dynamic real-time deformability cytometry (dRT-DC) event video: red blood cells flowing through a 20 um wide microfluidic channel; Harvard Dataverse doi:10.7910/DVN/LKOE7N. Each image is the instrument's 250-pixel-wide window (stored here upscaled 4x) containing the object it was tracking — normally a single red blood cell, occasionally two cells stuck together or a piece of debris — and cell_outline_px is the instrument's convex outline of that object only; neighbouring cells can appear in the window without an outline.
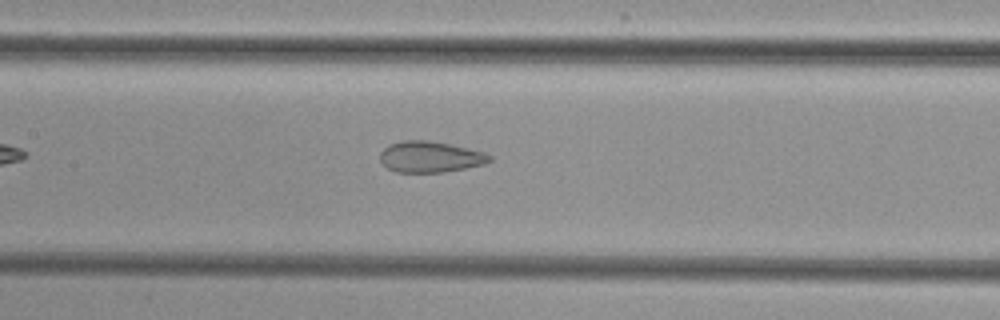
{"species": "common noctule bat (a hibernating species)", "species_latin": "Nyctalus noctula", "temperature_condition": "cold", "stored_images_in_passage": 40, "camera_frame_rate_fps": 3000, "um_per_image_px": 0.085, "animal": {"sex": "female", "body_mass_g": 29.2, "forearm_length_mm": 56.3}, "frame": {"image": 1, "passage_image": 13, "time_ms": 4.0, "image_size_px": [1000, 320], "cell_outline_px": [[492, 160], [484, 164], [444, 172], [396, 172], [388, 168], [380, 160], [380, 152], [388, 144], [404, 140], [428, 140], [448, 144], [484, 152], [492, 156]], "centroid_in_image_um": [36.55, 13.33], "position_along_channel_um": 170.9, "area_um2": 19.71}}
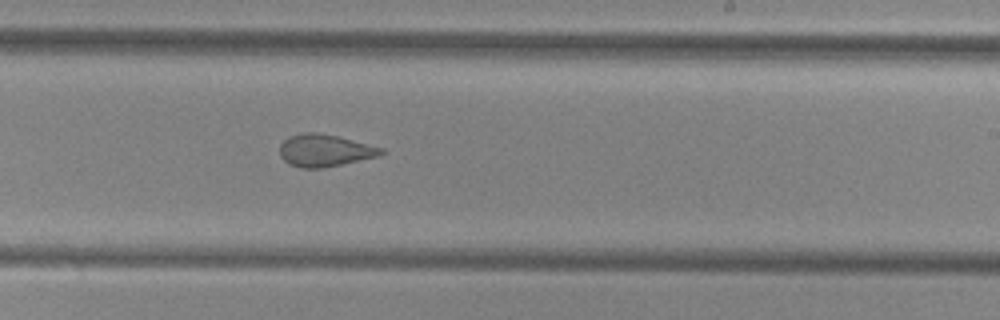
{"frame": {"image": 2, "passage_image": 20, "time_ms": 6.333, "image_size_px": [1000, 320], "cell_outline_px": [[384, 152], [380, 156], [324, 168], [300, 168], [288, 164], [280, 156], [280, 144], [288, 136], [304, 132], [316, 132], [336, 136], [384, 148]], "centroid_in_image_um": [27.58, 12.8], "position_along_channel_um": 261.4, "area_um2": 19.13}}
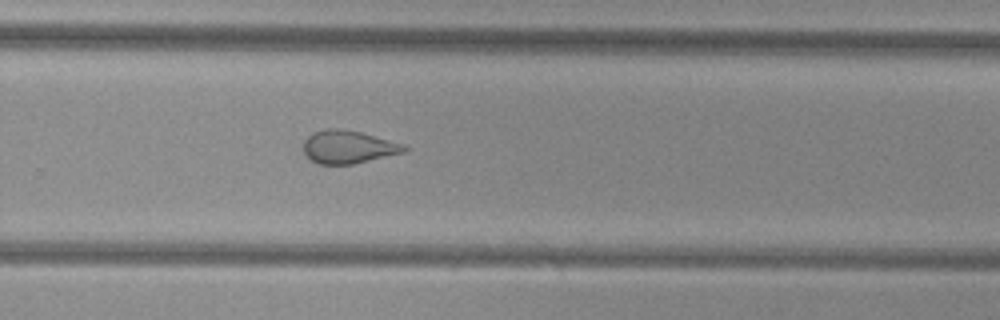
{"frame": {"image": 3, "passage_image": 23, "time_ms": 7.333, "image_size_px": [1000, 320], "cell_outline_px": [[408, 148], [404, 152], [352, 164], [316, 164], [304, 152], [304, 140], [312, 132], [328, 128], [340, 128], [360, 132], [404, 144]], "centroid_in_image_um": [29.57, 12.48], "position_along_channel_um": 300.2, "area_um2": 19.19}}